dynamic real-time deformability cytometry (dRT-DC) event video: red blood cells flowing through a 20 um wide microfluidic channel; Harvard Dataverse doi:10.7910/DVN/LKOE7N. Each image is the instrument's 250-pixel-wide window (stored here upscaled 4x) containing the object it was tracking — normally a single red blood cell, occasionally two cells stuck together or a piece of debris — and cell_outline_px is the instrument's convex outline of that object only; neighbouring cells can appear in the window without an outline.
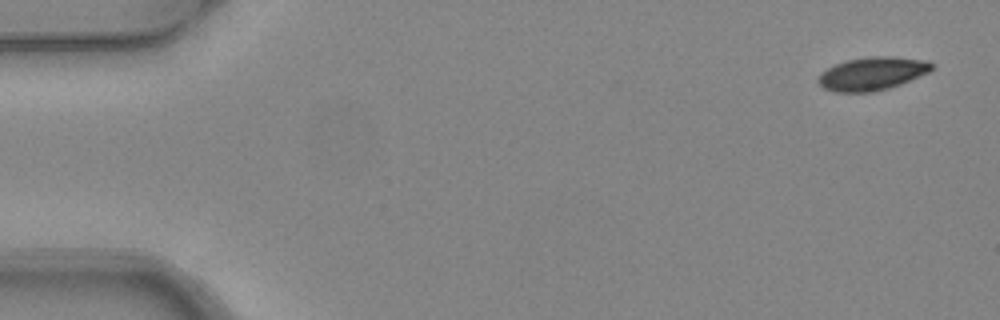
{"species": "common noctule bat (a hibernating species)", "species_latin": "Nyctalus noctula", "temperature_condition": "warm", "stored_images_in_passage": 5, "camera_frame_rate_fps": 3000, "um_per_image_px": 0.085, "animal": {"sex": "female", "body_mass_g": 24.6, "forearm_length_mm": 56.2}, "frame": {"image": 1, "passage_image": 1, "time_ms": 0.0, "image_size_px": [1000, 320], "cell_outline_px": [[932, 68], [928, 72], [900, 84], [888, 88], [872, 92], [836, 92], [824, 88], [816, 80], [828, 68], [836, 64], [848, 60], [872, 56], [892, 56], [928, 60], [932, 64]], "centroid_in_image_um": [74.15, 6.25], "position_along_channel_um": 10.9, "area_um2": 21.62}}
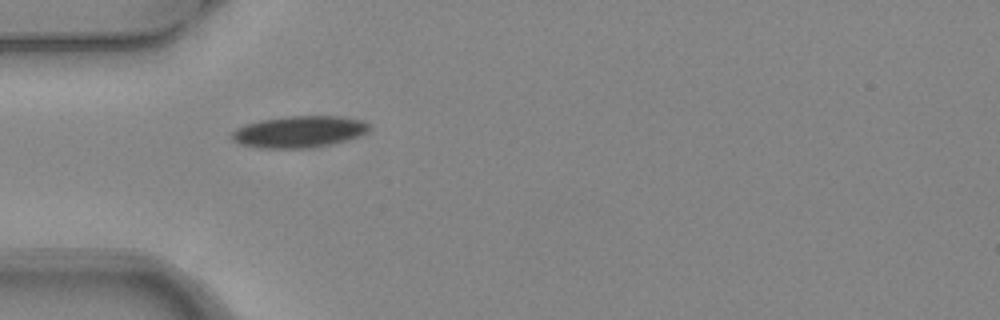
{"frame": {"image": 2, "passage_image": 4, "time_ms": 1.0, "image_size_px": [1000, 320], "cell_outline_px": [[368, 128], [364, 132], [348, 140], [332, 144], [308, 148], [256, 148], [240, 144], [232, 140], [232, 132], [236, 128], [244, 124], [260, 120], [288, 116], [336, 116], [360, 120], [368, 124]], "centroid_in_image_um": [25.34, 11.2], "position_along_channel_um": 59.7, "area_um2": 25.14}}
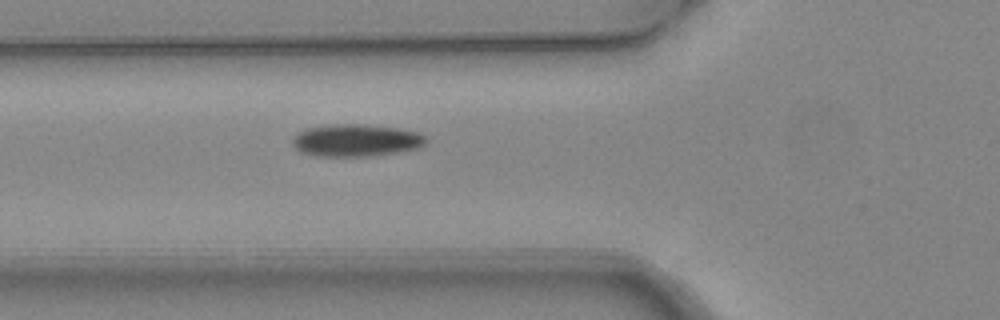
{"frame": {"image": 3, "passage_image": 5, "time_ms": 1.333, "image_size_px": [1000, 320], "cell_outline_px": [[428, 140], [424, 144], [416, 148], [396, 152], [368, 156], [316, 156], [300, 152], [292, 144], [292, 136], [308, 128], [328, 124], [360, 124], [396, 128], [420, 132]], "centroid_in_image_um": [30.23, 11.92], "position_along_channel_um": 95.6, "area_um2": 25.03}}